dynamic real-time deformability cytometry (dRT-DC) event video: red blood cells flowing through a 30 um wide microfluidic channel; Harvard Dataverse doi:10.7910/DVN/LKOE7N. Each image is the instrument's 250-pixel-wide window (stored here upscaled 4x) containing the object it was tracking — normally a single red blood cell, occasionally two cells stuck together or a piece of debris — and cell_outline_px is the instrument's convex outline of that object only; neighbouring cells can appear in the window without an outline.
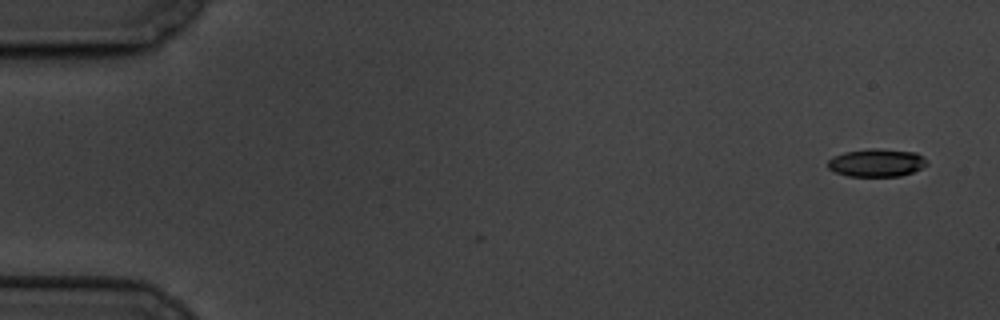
{"species": "common noctule bat (a hibernating species)", "species_latin": "Nyctalus noctula", "temperature_condition": "cold", "stored_images_in_passage": 2, "camera_frame_rate_fps": 3000, "um_per_image_px": 0.085, "animal": {"sex": "male", "body_mass_g": 19.5, "forearm_length_mm": 54.6}, "frame": {"image": 1, "passage_image": 2, "time_ms": 1.0, "image_size_px": [1000, 320], "cell_outline_px": [[928, 164], [912, 172], [900, 176], [848, 176], [836, 172], [828, 168], [828, 160], [832, 156], [844, 152], [868, 148], [880, 148], [916, 152], [924, 156], [928, 160]], "centroid_in_image_um": [74.52, 13.81], "position_along_channel_um": 10.5, "area_um2": 16.3}}